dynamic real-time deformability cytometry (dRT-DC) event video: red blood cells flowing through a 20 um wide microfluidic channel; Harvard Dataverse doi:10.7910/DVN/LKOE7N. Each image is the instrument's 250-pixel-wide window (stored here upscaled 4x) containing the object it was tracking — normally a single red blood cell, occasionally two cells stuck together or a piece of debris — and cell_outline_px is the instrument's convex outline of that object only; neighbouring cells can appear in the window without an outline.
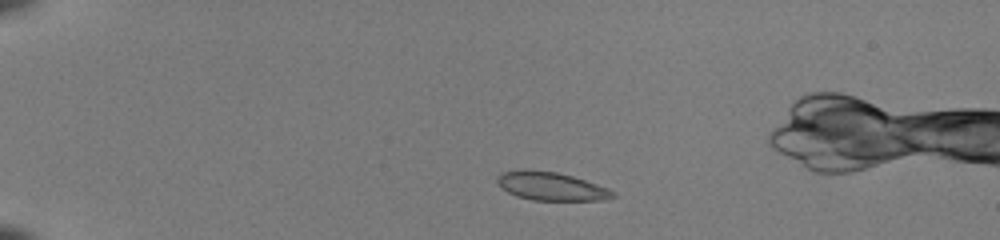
{"species": "common noctule bat (a hibernating species)", "species_latin": "Nyctalus noctula", "temperature_condition": "room temperature", "stored_images_in_passage": 41, "camera_frame_rate_fps": 3000, "um_per_image_px": 0.085, "animal": {"sex": "female", "body_mass_g": 22.0, "forearm_length_mm": 56.7}, "frame": {"image": 1, "passage_image": 1, "time_ms": 0.0, "image_size_px": [1000, 240], "cell_outline_px": [[616, 196], [604, 200], [532, 200], [516, 196], [500, 188], [496, 184], [496, 176], [500, 172], [524, 168], [556, 172], [572, 176], [608, 188], [616, 192]], "centroid_in_image_um": [46.77, 15.82], "position_along_channel_um": 38.2, "area_um2": 19.42}}
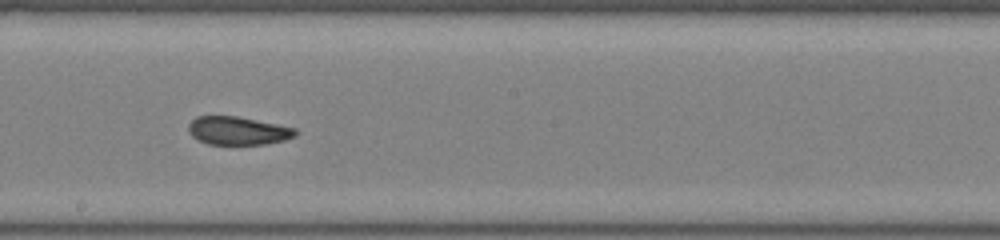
{"frame": {"image": 2, "passage_image": 20, "time_ms": 6.333, "image_size_px": [1000, 240], "cell_outline_px": [[300, 132], [296, 136], [284, 140], [264, 144], [208, 144], [192, 136], [188, 132], [188, 124], [196, 116], [236, 116], [296, 128]], "centroid_in_image_um": [20.23, 11.11], "position_along_channel_um": 228.0, "area_um2": 17.57}}
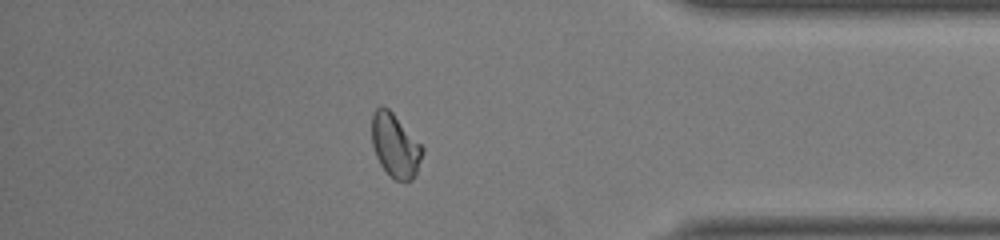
{"frame": {"image": 3, "passage_image": 34, "time_ms": 11.0, "image_size_px": [1000, 240], "cell_outline_px": [[424, 152], [416, 172], [412, 180], [396, 180], [388, 176], [380, 164], [376, 156], [372, 144], [372, 116], [376, 108], [380, 104], [388, 108], [392, 112], [424, 148]], "centroid_in_image_um": [33.57, 12.37], "position_along_channel_um": 401.6, "area_um2": 18.67}}